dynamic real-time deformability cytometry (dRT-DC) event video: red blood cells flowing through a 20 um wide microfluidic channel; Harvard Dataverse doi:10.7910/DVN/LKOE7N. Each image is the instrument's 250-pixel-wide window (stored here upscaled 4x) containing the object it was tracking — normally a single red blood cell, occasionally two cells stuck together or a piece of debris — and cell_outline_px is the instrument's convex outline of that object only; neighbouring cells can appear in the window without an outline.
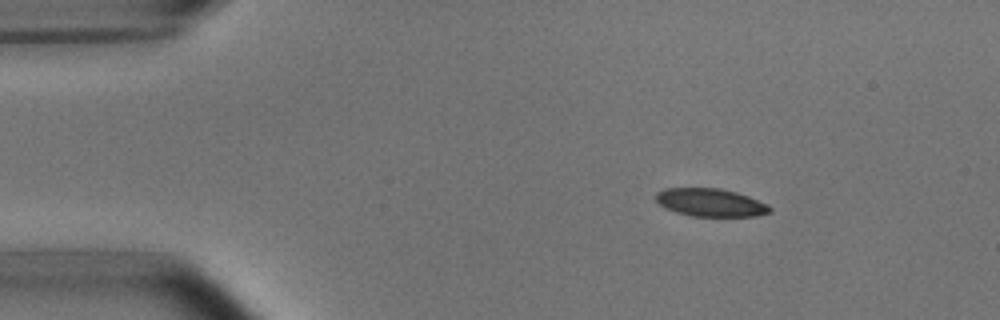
{"species": "common noctule bat (a hibernating species)", "species_latin": "Nyctalus noctula", "temperature_condition": "room temperature", "stored_images_in_passage": 3, "camera_frame_rate_fps": 3000, "um_per_image_px": 0.085, "animal": {"sex": "male", "body_mass_g": 15.6}, "frame": {"image": 1, "passage_image": 2, "time_ms": 0.333, "image_size_px": [1000, 320], "cell_outline_px": [[772, 212], [756, 216], [692, 216], [676, 212], [664, 208], [656, 200], [656, 192], [664, 188], [720, 188], [736, 192], [748, 196], [768, 204], [772, 208]], "centroid_in_image_um": [60.4, 17.21], "position_along_channel_um": 24.6, "area_um2": 18.67}}